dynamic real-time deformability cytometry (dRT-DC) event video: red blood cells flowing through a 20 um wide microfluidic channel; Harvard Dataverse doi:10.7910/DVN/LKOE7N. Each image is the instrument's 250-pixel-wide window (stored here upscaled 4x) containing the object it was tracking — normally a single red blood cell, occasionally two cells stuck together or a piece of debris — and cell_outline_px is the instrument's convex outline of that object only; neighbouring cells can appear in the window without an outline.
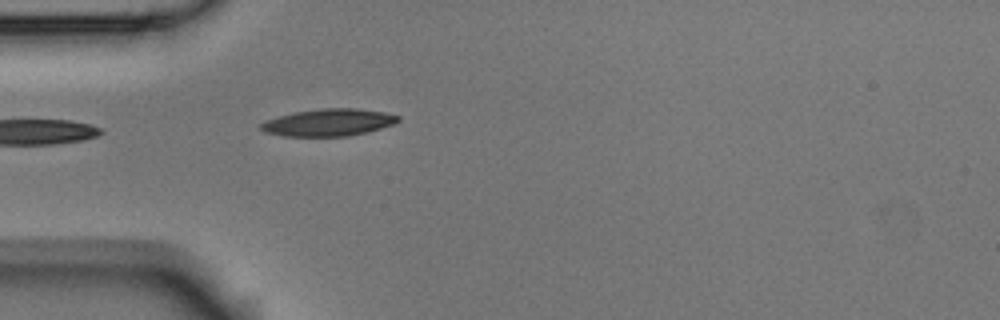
{"species": "Egyptian fruit bat (a non-hibernating species)", "species_latin": "Rousettus aegyptiacus", "temperature_condition": "room temperature", "stored_images_in_passage": 1, "camera_frame_rate_fps": 3000, "um_per_image_px": 0.085, "animal": {"sex": "male"}, "frame": {"image": 1, "passage_image": 1, "time_ms": 0.0, "image_size_px": [1000, 320], "cell_outline_px": [[400, 120], [392, 124], [380, 128], [348, 136], [284, 136], [264, 132], [260, 128], [260, 124], [268, 120], [280, 116], [296, 112], [320, 108], [356, 108], [384, 112], [400, 116]], "centroid_in_image_um": [27.93, 10.4], "position_along_channel_um": 57.1, "area_um2": 21.44}}